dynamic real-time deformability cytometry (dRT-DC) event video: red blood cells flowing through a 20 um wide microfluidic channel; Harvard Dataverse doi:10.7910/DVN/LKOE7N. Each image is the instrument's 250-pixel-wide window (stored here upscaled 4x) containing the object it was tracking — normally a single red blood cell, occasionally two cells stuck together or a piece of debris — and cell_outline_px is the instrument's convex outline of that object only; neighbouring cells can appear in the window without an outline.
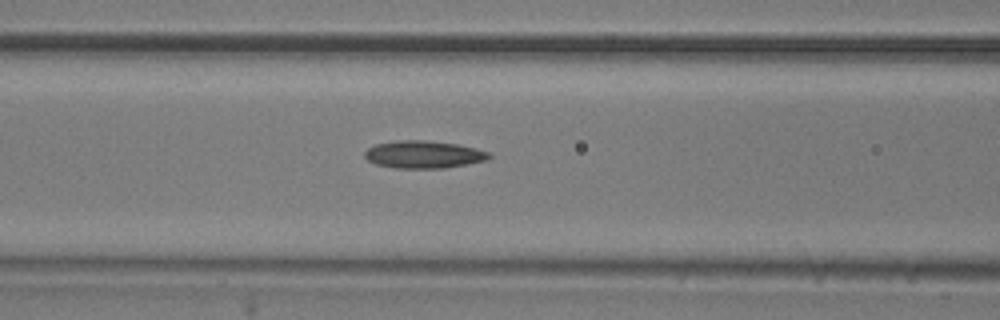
{"species": "common noctule bat (a hibernating species)", "species_latin": "Nyctalus noctula", "temperature_condition": "room temperature", "stored_images_in_passage": 4, "camera_frame_rate_fps": 3000, "um_per_image_px": 0.085, "animal": {"sex": "male", "body_mass_g": 20.5, "forearm_length_mm": 52.5}, "frame": {"image": 1, "passage_image": 4, "time_ms": 1.0, "image_size_px": [1000, 320], "cell_outline_px": [[492, 156], [488, 160], [444, 168], [396, 168], [376, 164], [368, 160], [364, 156], [364, 152], [368, 148], [376, 144], [396, 140], [424, 140], [456, 144], [476, 148], [492, 152]], "centroid_in_image_um": [36.03, 13.13], "position_along_channel_um": 130.6, "area_um2": 20.0}}